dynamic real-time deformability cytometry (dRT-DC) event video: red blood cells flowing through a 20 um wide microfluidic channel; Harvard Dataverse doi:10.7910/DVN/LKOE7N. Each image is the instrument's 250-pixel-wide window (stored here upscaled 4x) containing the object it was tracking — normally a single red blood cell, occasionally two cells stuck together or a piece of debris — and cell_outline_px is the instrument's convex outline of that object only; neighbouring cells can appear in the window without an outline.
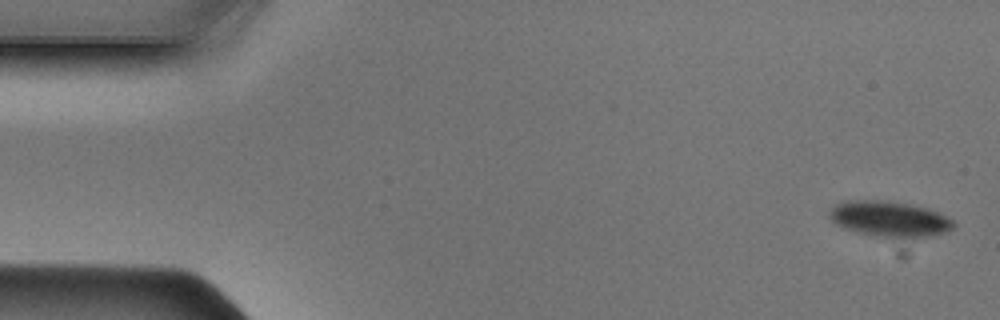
{"species": "Egyptian fruit bat (a non-hibernating species)", "species_latin": "Rousettus aegyptiacus", "temperature_condition": "cold", "stored_images_in_passage": 48, "segment_of_instrument_passage": [1, 2], "camera_frame_rate_fps": 3000, "um_per_image_px": 0.085, "animal": {"sex": "male"}, "frame": {"image": 1, "passage_image": 1, "time_ms": 0.0, "image_size_px": [1000, 320], "cell_outline_px": [[956, 224], [952, 228], [944, 232], [928, 236], [880, 236], [856, 232], [844, 228], [836, 224], [828, 216], [828, 212], [836, 204], [848, 200], [884, 200], [908, 204], [928, 208], [952, 220]], "centroid_in_image_um": [75.55, 18.58], "position_along_channel_um": 9.4, "area_um2": 25.14}}
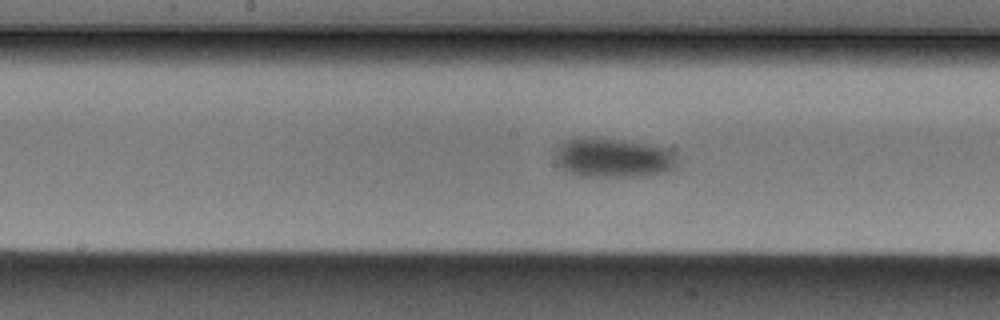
{"frame": {"image": 2, "passage_image": 23, "time_ms": 7.333, "image_size_px": [1000, 320], "cell_outline_px": [[676, 168], [664, 172], [636, 176], [580, 176], [568, 172], [560, 168], [556, 164], [552, 156], [556, 148], [560, 144], [568, 140], [580, 136], [584, 136], [628, 140], [664, 148], [676, 156]], "centroid_in_image_um": [52.01, 13.39], "position_along_channel_um": 196.2, "area_um2": 28.26}}
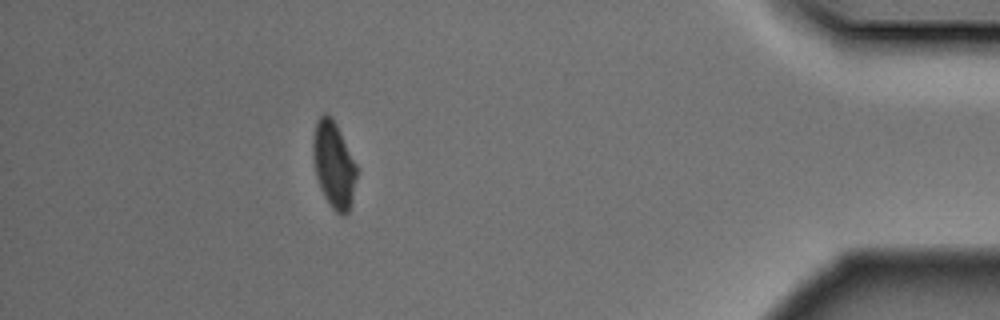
{"frame": {"image": 3, "passage_image": 42, "time_ms": 13.667, "image_size_px": [1000, 320], "cell_outline_px": [[356, 176], [352, 200], [348, 212], [344, 216], [336, 212], [332, 208], [324, 196], [316, 176], [312, 152], [312, 140], [316, 120], [324, 112], [336, 124], [356, 164]], "centroid_in_image_um": [28.34, 14.01], "position_along_channel_um": 406.9, "area_um2": 21.68}}